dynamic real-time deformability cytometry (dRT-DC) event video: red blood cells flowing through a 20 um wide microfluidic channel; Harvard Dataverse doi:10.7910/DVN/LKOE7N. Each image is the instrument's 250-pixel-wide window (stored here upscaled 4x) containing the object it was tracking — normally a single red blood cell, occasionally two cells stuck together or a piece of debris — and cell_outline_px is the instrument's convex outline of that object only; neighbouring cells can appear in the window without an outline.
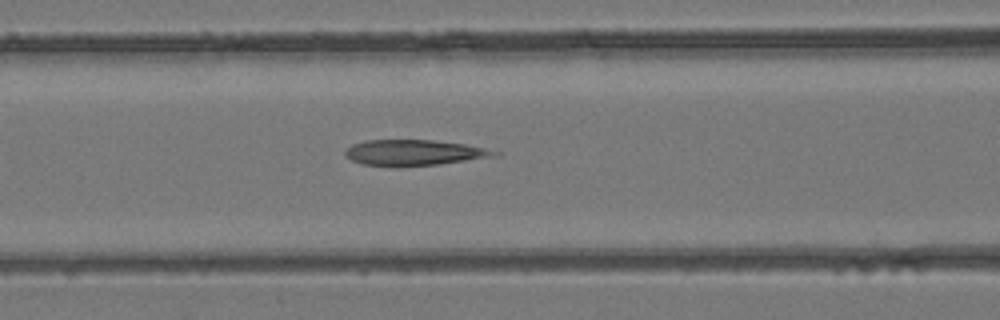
{"species": "common noctule bat (a hibernating species)", "species_latin": "Nyctalus noctula", "temperature_condition": "room temperature", "stored_images_in_passage": 6, "camera_frame_rate_fps": 3000, "um_per_image_px": 0.085, "animal": {"sex": "female", "body_mass_g": 24.6, "forearm_length_mm": 56.2}, "frame": {"image": 1, "passage_image": 6, "time_ms": 1.667, "image_size_px": [1000, 320], "cell_outline_px": [[500, 156], [440, 164], [400, 168], [392, 168], [364, 164], [352, 160], [344, 156], [344, 152], [352, 144], [368, 140], [432, 140], [464, 144], [484, 148], [500, 152]], "centroid_in_image_um": [35.19, 13.0], "position_along_channel_um": 131.4, "area_um2": 22.83}}